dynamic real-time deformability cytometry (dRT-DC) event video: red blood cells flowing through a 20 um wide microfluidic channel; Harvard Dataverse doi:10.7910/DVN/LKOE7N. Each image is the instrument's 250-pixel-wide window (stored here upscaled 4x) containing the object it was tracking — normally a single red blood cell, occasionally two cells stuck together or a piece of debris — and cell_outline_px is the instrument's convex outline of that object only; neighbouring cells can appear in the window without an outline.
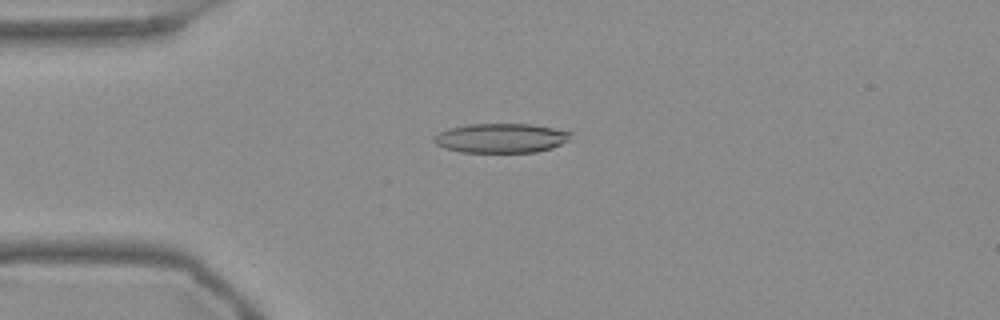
{"species": "Egyptian fruit bat (a non-hibernating species)", "species_latin": "Rousettus aegyptiacus", "temperature_condition": "warm", "stored_images_in_passage": 54, "camera_frame_rate_fps": 3000, "um_per_image_px": 0.085, "frame": {"image": 1, "passage_image": 13, "time_ms": 4.0, "image_size_px": [1000, 320], "cell_outline_px": [[572, 140], [552, 148], [536, 152], [460, 152], [444, 148], [436, 144], [432, 140], [432, 136], [448, 128], [468, 124], [532, 124], [572, 132]], "centroid_in_image_um": [42.59, 11.74], "position_along_channel_um": 42.4, "area_um2": 23.7}}
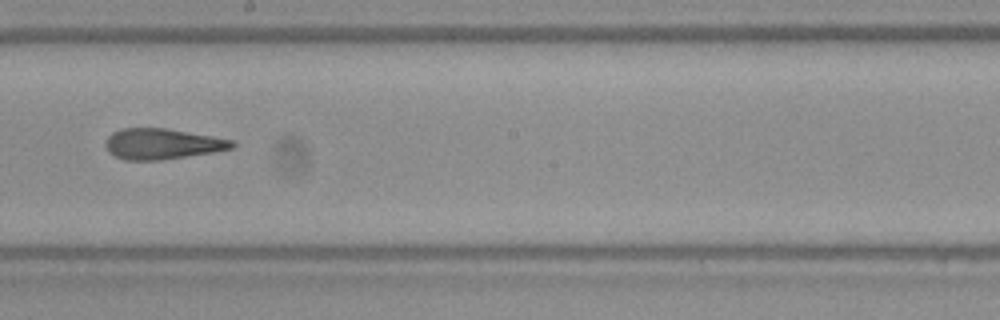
{"frame": {"image": 2, "passage_image": 30, "time_ms": 9.667, "image_size_px": [1000, 320], "cell_outline_px": [[236, 144], [232, 148], [216, 152], [160, 160], [124, 160], [108, 152], [104, 144], [104, 140], [112, 132], [120, 128], [164, 128], [212, 136], [232, 140]], "centroid_in_image_um": [13.75, 12.23], "position_along_channel_um": 234.5, "area_um2": 22.72}}
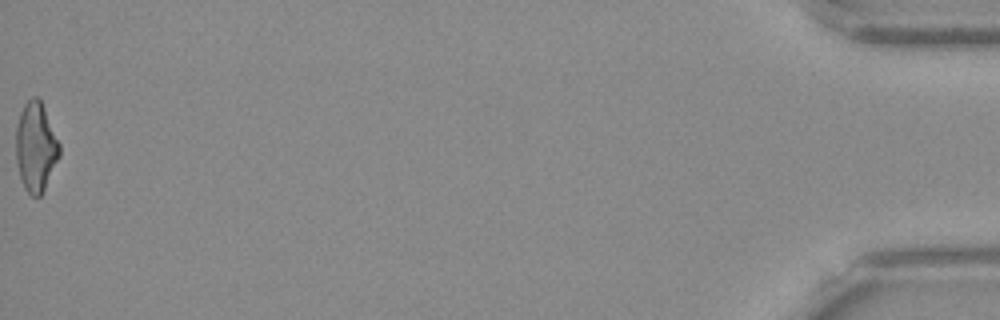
{"frame": {"image": 3, "passage_image": 54, "time_ms": 17.667, "image_size_px": [1000, 320], "cell_outline_px": [[60, 156], [40, 196], [32, 196], [24, 188], [20, 176], [16, 160], [16, 124], [20, 112], [24, 104], [32, 96], [40, 96], [60, 144]], "centroid_in_image_um": [3.04, 12.43], "position_along_channel_um": 432.2, "area_um2": 22.77}, "authors_computed_cell_mechanics": {"area_um2": 22.9755, "velocity_mm_per_s": 3.7609, "shape_relaxation_time_tau1_ms": null, "shape_relaxation_time_tau2_ms": 3.3353, "deformation_change_tau1": null, "deformation_change_tau2": 0.142}}